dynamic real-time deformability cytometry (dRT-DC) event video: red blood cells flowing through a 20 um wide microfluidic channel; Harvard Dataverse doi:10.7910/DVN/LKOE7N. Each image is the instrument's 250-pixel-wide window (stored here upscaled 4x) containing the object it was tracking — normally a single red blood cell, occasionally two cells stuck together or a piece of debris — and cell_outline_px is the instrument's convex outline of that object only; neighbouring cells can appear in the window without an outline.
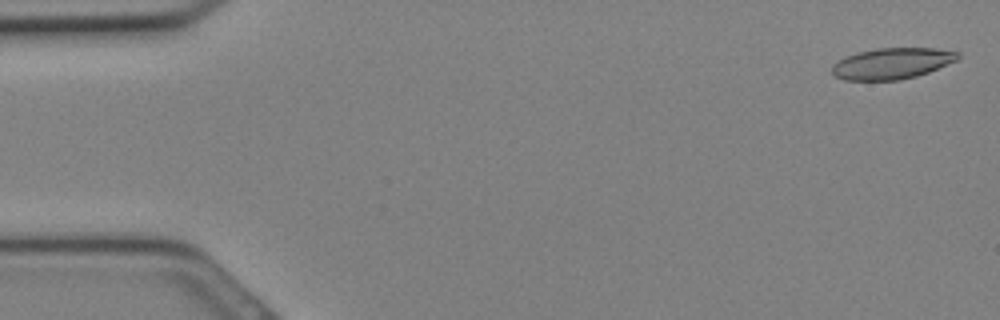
{"species": "Egyptian fruit bat (a non-hibernating species)", "species_latin": "Rousettus aegyptiacus", "temperature_condition": "cold", "stored_images_in_passage": 13, "camera_frame_rate_fps": 3000, "um_per_image_px": 0.085, "animal": {"sex": "female"}, "frame": {"image": 1, "passage_image": 1, "time_ms": 0.0, "image_size_px": [1000, 320], "cell_outline_px": [[960, 56], [956, 60], [928, 72], [916, 76], [900, 80], [844, 80], [836, 76], [832, 72], [832, 64], [856, 52], [876, 48], [936, 48], [960, 52]], "centroid_in_image_um": [75.82, 5.39], "position_along_channel_um": 9.2, "area_um2": 22.72}}
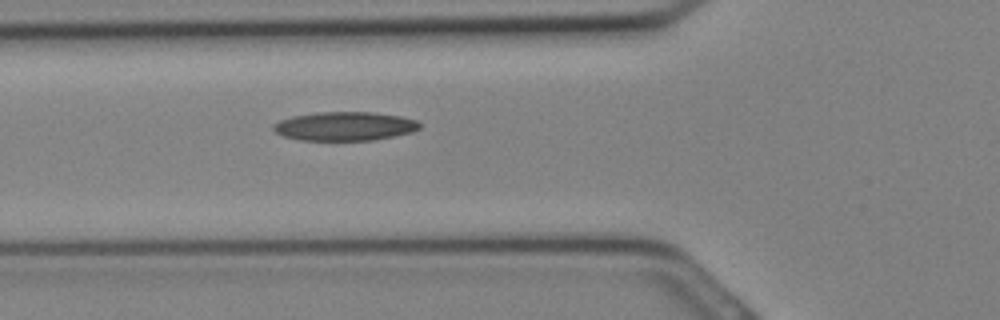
{"frame": {"image": 2, "passage_image": 11, "time_ms": 3.333, "image_size_px": [1000, 320], "cell_outline_px": [[420, 128], [412, 132], [396, 136], [372, 140], [300, 140], [284, 136], [276, 132], [272, 128], [272, 124], [280, 120], [292, 116], [316, 112], [372, 112], [400, 116], [416, 120], [420, 124]], "centroid_in_image_um": [29.29, 10.72], "position_along_channel_um": 96.5, "area_um2": 24.62}}
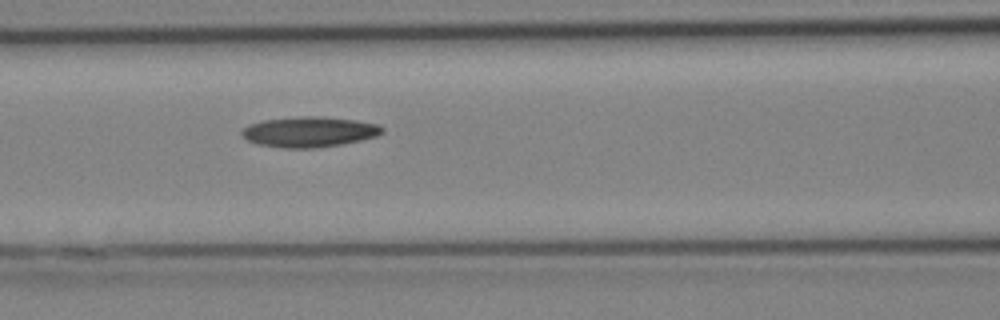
{"frame": {"image": 3, "passage_image": 13, "time_ms": 4.0, "image_size_px": [1000, 320], "cell_outline_px": [[384, 132], [376, 136], [360, 140], [340, 144], [316, 148], [284, 148], [256, 144], [248, 140], [240, 132], [248, 124], [264, 120], [300, 116], [316, 116], [356, 120], [376, 124], [384, 128]], "centroid_in_image_um": [26.27, 11.21], "position_along_channel_um": 140.3, "area_um2": 24.74}}